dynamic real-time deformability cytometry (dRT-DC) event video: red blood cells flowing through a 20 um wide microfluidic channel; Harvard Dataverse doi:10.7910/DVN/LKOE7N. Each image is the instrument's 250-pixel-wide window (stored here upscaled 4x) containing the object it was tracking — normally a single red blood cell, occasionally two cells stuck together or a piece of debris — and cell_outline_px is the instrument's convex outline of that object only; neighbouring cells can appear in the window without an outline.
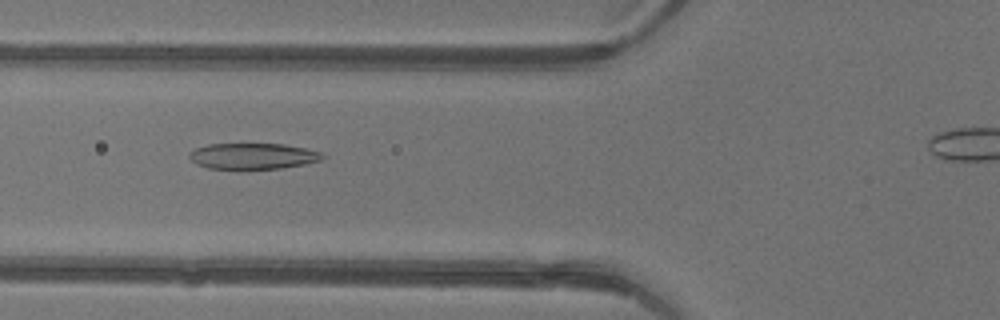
{"species": "common noctule bat (a hibernating species)", "species_latin": "Nyctalus noctula", "temperature_condition": "warm", "stored_images_in_passage": 31, "camera_frame_rate_fps": 3000, "um_per_image_px": 0.085, "animal": {"sex": "female"}, "frame": {"image": 1, "passage_image": 7, "time_ms": 2.0, "image_size_px": [1000, 320], "cell_outline_px": [[324, 156], [320, 160], [304, 164], [280, 168], [240, 172], [208, 168], [196, 164], [188, 156], [188, 152], [196, 148], [208, 144], [284, 144], [304, 148], [320, 152]], "centroid_in_image_um": [21.41, 13.31], "position_along_channel_um": 104.4, "area_um2": 20.87}}
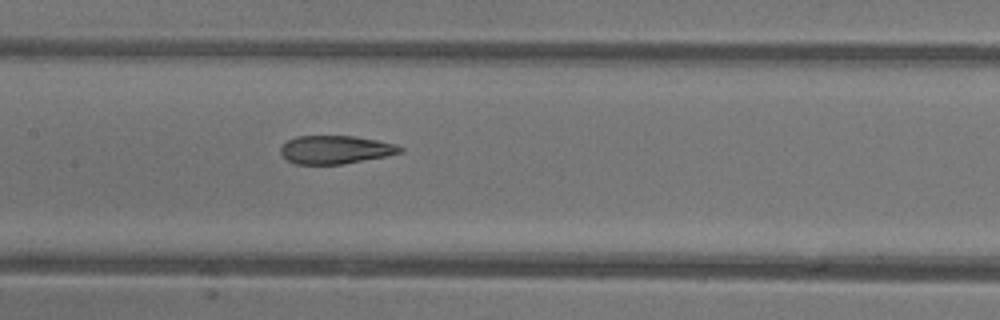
{"frame": {"image": 2, "passage_image": 12, "time_ms": 3.667, "image_size_px": [1000, 320], "cell_outline_px": [[404, 152], [344, 164], [296, 164], [288, 160], [280, 152], [280, 148], [288, 140], [296, 136], [352, 136], [376, 140], [396, 144], [404, 148]], "centroid_in_image_um": [28.53, 12.72], "position_along_channel_um": 178.9, "area_um2": 19.54}}
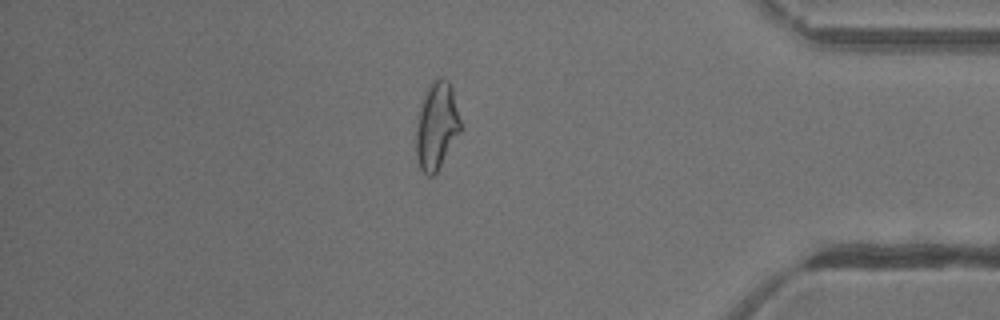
{"frame": {"image": 3, "passage_image": 29, "time_ms": 9.333, "image_size_px": [1000, 320], "cell_outline_px": [[460, 132], [436, 172], [432, 176], [428, 176], [420, 168], [416, 156], [416, 128], [420, 104], [428, 84], [440, 76], [444, 76], [448, 80], [452, 88], [460, 120]], "centroid_in_image_um": [37.09, 10.65], "position_along_channel_um": 398.1, "area_um2": 22.48}, "authors_computed_cell_mechanics": {"area_um2": 21.0392, "velocity_mm_per_s": 4.4398, "shape_relaxation_time_tau1_ms": 7.766, "shape_relaxation_time_tau2_ms": 1.4612, "deformation_change_tau1": 0.2401, "deformation_change_tau2": 0.0883}}